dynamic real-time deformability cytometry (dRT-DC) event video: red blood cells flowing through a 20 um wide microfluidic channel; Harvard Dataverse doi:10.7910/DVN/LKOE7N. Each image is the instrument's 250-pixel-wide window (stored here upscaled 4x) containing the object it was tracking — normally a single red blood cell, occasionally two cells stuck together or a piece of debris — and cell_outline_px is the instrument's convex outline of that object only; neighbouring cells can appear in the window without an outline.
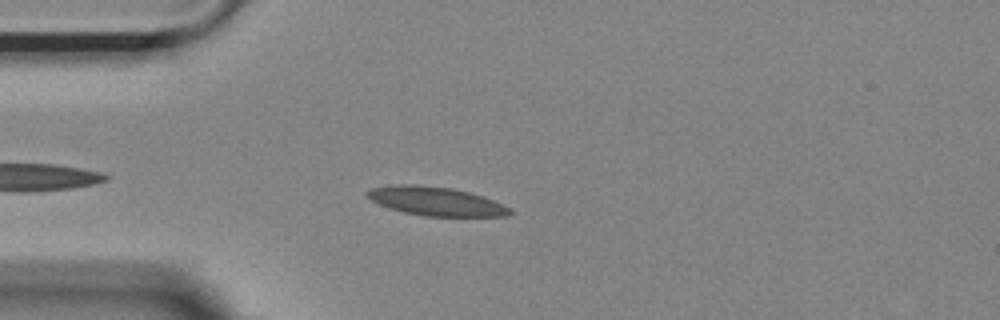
{"species": "Egyptian fruit bat (a non-hibernating species)", "species_latin": "Rousettus aegyptiacus", "temperature_condition": "room temperature", "stored_images_in_passage": 30, "camera_frame_rate_fps": 3000, "um_per_image_px": 0.085, "animal": {"sex": "female"}, "frame": {"image": 1, "passage_image": 5, "time_ms": 1.333, "image_size_px": [1000, 320], "cell_outline_px": [[512, 212], [508, 216], [424, 216], [404, 212], [380, 204], [372, 200], [364, 192], [372, 188], [396, 184], [416, 184], [452, 188], [484, 196], [512, 208]], "centroid_in_image_um": [37.09, 17.1], "position_along_channel_um": 47.9, "area_um2": 23.81}}
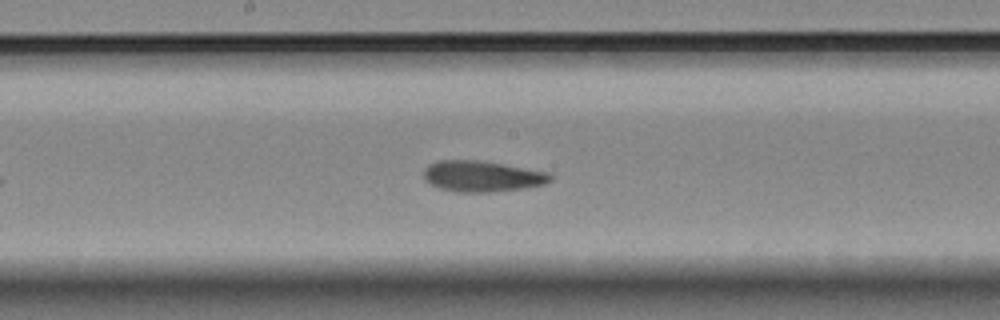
{"frame": {"image": 2, "passage_image": 19, "time_ms": 6.0, "image_size_px": [1000, 320], "cell_outline_px": [[552, 180], [544, 184], [524, 188], [492, 192], [456, 192], [440, 188], [432, 184], [424, 176], [424, 168], [428, 164], [436, 160], [476, 160], [504, 164], [548, 172], [552, 176]], "centroid_in_image_um": [40.98, 14.98], "position_along_channel_um": 207.2, "area_um2": 22.77}}
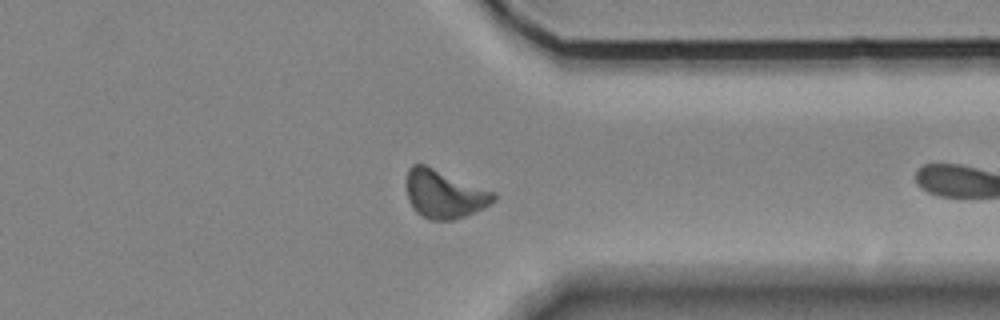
{"frame": {"image": 3, "passage_image": 29, "time_ms": 9.333, "image_size_px": [1000, 320], "cell_outline_px": [[496, 200], [484, 208], [464, 216], [452, 220], [428, 220], [416, 212], [412, 208], [408, 200], [408, 168], [412, 164], [424, 164], [496, 192]], "centroid_in_image_um": [37.78, 16.51], "position_along_channel_um": 373.6, "area_um2": 24.45}}